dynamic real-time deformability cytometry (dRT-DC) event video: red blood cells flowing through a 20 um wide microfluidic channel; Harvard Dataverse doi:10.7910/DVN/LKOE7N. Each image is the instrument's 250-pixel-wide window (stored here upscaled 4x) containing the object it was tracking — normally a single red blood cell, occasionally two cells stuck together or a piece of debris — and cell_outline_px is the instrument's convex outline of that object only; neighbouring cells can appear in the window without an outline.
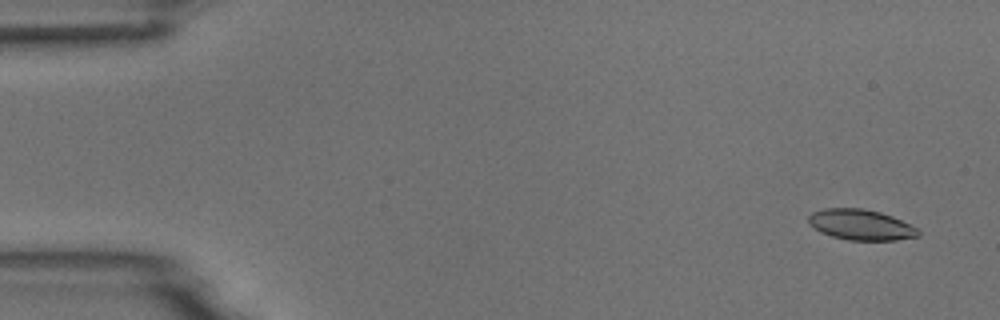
{"species": "common noctule bat (a hibernating species)", "species_latin": "Nyctalus noctula", "temperature_condition": "room temperature", "stored_images_in_passage": 55, "camera_frame_rate_fps": 3000, "um_per_image_px": 0.085, "animal": {"sex": "male", "body_mass_g": 18.8}, "frame": {"image": 1, "passage_image": 3, "time_ms": 0.667, "image_size_px": [1000, 320], "cell_outline_px": [[920, 236], [896, 240], [848, 240], [832, 236], [820, 232], [808, 224], [808, 216], [812, 212], [824, 208], [864, 208], [880, 212], [892, 216], [920, 228]], "centroid_in_image_um": [73.19, 19.1], "position_along_channel_um": 11.8, "area_um2": 19.83}}
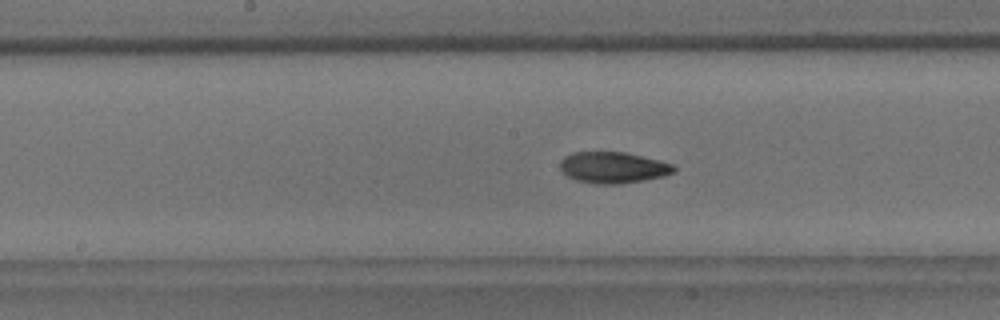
{"frame": {"image": 2, "passage_image": 28, "time_ms": 9.0, "image_size_px": [1000, 320], "cell_outline_px": [[676, 172], [664, 176], [644, 180], [620, 184], [596, 184], [576, 180], [568, 176], [560, 168], [560, 160], [564, 156], [572, 152], [624, 152], [660, 160], [672, 164], [676, 168]], "centroid_in_image_um": [52.12, 14.24], "position_along_channel_um": 196.1, "area_um2": 20.81}}
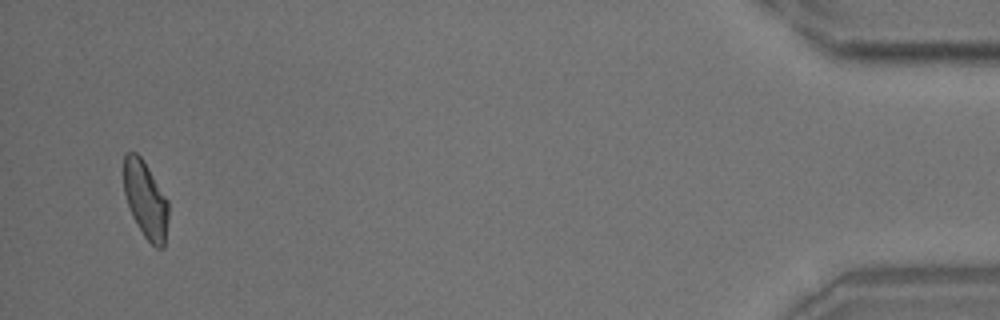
{"frame": {"image": 3, "passage_image": 53, "time_ms": 17.333, "image_size_px": [1000, 320], "cell_outline_px": [[168, 216], [164, 248], [156, 248], [144, 236], [132, 216], [124, 192], [124, 156], [128, 152], [136, 152], [144, 160], [168, 200]], "centroid_in_image_um": [12.38, 16.97], "position_along_channel_um": 422.8, "area_um2": 19.94}, "authors_computed_cell_mechanics": {"area_um2": 20.519, "velocity_mm_per_s": 3.6906, "shape_relaxation_time_tau1_ms": 5.934, "shape_relaxation_time_tau2_ms": 2.2566, "deformation_change_tau1": 0.1455, "deformation_change_tau2": 0.0686}}